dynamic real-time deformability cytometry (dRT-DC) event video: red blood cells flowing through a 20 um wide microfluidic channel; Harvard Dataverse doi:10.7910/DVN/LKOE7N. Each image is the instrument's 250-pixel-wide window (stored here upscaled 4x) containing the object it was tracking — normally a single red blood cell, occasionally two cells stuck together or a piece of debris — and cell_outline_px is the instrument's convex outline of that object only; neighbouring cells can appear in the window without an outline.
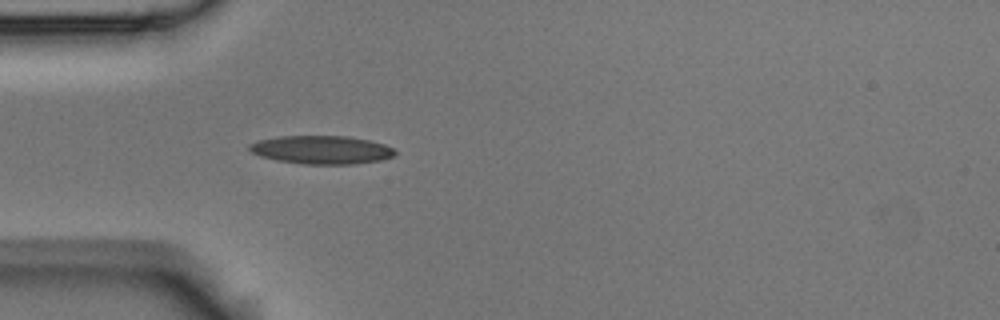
{"species": "Egyptian fruit bat (a non-hibernating species)", "species_latin": "Rousettus aegyptiacus", "temperature_condition": "room temperature", "stored_images_in_passage": 3, "camera_frame_rate_fps": 3000, "um_per_image_px": 0.085, "animal": {"sex": "male"}, "frame": {"image": 1, "passage_image": 3, "time_ms": 0.667, "image_size_px": [1000, 320], "cell_outline_px": [[396, 152], [392, 156], [380, 160], [352, 164], [304, 164], [276, 160], [260, 156], [252, 152], [248, 148], [248, 144], [260, 140], [276, 136], [348, 136], [368, 140], [384, 144], [392, 148]], "centroid_in_image_um": [27.29, 12.73], "position_along_channel_um": 57.7, "area_um2": 23.93}}